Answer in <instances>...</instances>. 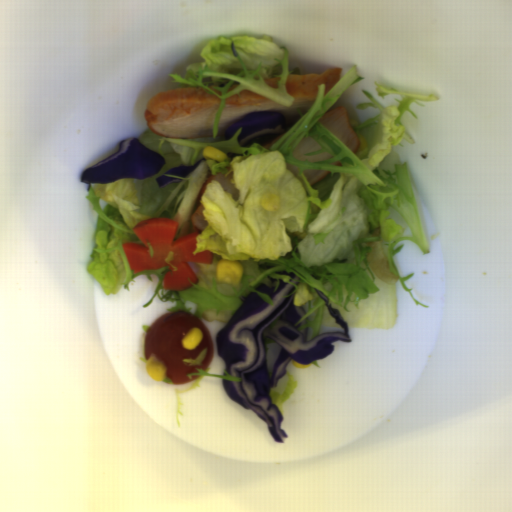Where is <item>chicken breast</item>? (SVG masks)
I'll return each instance as SVG.
<instances>
[{
  "label": "chicken breast",
  "instance_id": "ea81aa3d",
  "mask_svg": "<svg viewBox=\"0 0 512 512\" xmlns=\"http://www.w3.org/2000/svg\"><path fill=\"white\" fill-rule=\"evenodd\" d=\"M320 124L340 139L352 152L360 147L358 135L353 130L347 109L344 106L333 108L319 119Z\"/></svg>",
  "mask_w": 512,
  "mask_h": 512
},
{
  "label": "chicken breast",
  "instance_id": "3d7297a6",
  "mask_svg": "<svg viewBox=\"0 0 512 512\" xmlns=\"http://www.w3.org/2000/svg\"><path fill=\"white\" fill-rule=\"evenodd\" d=\"M280 137H281V135H280V136H278L277 138H275V139H273V140H271V141H269V142L265 143V144H259V143H258V144H259L262 148H264V149H269L272 145H274V144L279 140V138H280Z\"/></svg>",
  "mask_w": 512,
  "mask_h": 512
},
{
  "label": "chicken breast",
  "instance_id": "8e849b83",
  "mask_svg": "<svg viewBox=\"0 0 512 512\" xmlns=\"http://www.w3.org/2000/svg\"><path fill=\"white\" fill-rule=\"evenodd\" d=\"M233 177V172H230L226 177L224 174L217 172L216 175H210L207 180L204 182L197 198H196V207L195 210L190 218L191 220V228H190V234L194 233L195 231L202 232L206 229V227L209 225L208 220H205L204 212L203 210H206L203 206V203L200 201L201 197L204 195L207 185L210 183V181H217L219 185H221L223 191L228 192L231 194L233 200H238L239 198V189L235 187V184L230 182L231 178Z\"/></svg>",
  "mask_w": 512,
  "mask_h": 512
},
{
  "label": "chicken breast",
  "instance_id": "f13976b0",
  "mask_svg": "<svg viewBox=\"0 0 512 512\" xmlns=\"http://www.w3.org/2000/svg\"><path fill=\"white\" fill-rule=\"evenodd\" d=\"M263 79H264L265 83H267L271 87L279 89V82L281 81V77H278V78H263Z\"/></svg>",
  "mask_w": 512,
  "mask_h": 512
},
{
  "label": "chicken breast",
  "instance_id": "c9198e5e",
  "mask_svg": "<svg viewBox=\"0 0 512 512\" xmlns=\"http://www.w3.org/2000/svg\"><path fill=\"white\" fill-rule=\"evenodd\" d=\"M342 67H332L320 74L313 72L289 73L285 80V90L294 101L291 106L269 99L252 89H241L237 94L225 98L224 107L217 122V139L225 136V131L235 122L251 112H277L284 119L301 116L311 109L318 98L319 86L325 84L324 97L342 80Z\"/></svg>",
  "mask_w": 512,
  "mask_h": 512
},
{
  "label": "chicken breast",
  "instance_id": "bcefde7f",
  "mask_svg": "<svg viewBox=\"0 0 512 512\" xmlns=\"http://www.w3.org/2000/svg\"><path fill=\"white\" fill-rule=\"evenodd\" d=\"M330 165H333V166H341V167H342V165H343V164H342V162H341V161H339V160H338V161H336V162H334V163H332V164H330Z\"/></svg>",
  "mask_w": 512,
  "mask_h": 512
},
{
  "label": "chicken breast",
  "instance_id": "e7e7d992",
  "mask_svg": "<svg viewBox=\"0 0 512 512\" xmlns=\"http://www.w3.org/2000/svg\"><path fill=\"white\" fill-rule=\"evenodd\" d=\"M238 85H239V84H235V85L231 86V87L227 90V92H230V91H233V90L237 89ZM227 92H226V93H227Z\"/></svg>",
  "mask_w": 512,
  "mask_h": 512
},
{
  "label": "chicken breast",
  "instance_id": "cb542c10",
  "mask_svg": "<svg viewBox=\"0 0 512 512\" xmlns=\"http://www.w3.org/2000/svg\"><path fill=\"white\" fill-rule=\"evenodd\" d=\"M222 99L200 87H181L155 94L145 108L148 128L159 137H213Z\"/></svg>",
  "mask_w": 512,
  "mask_h": 512
},
{
  "label": "chicken breast",
  "instance_id": "392e1890",
  "mask_svg": "<svg viewBox=\"0 0 512 512\" xmlns=\"http://www.w3.org/2000/svg\"><path fill=\"white\" fill-rule=\"evenodd\" d=\"M286 169H288L289 171H291V172L293 173V175H294V177H295V178H296V177H298V175H299V167L294 166V165H292V164H287V163H286Z\"/></svg>",
  "mask_w": 512,
  "mask_h": 512
},
{
  "label": "chicken breast",
  "instance_id": "9040999d",
  "mask_svg": "<svg viewBox=\"0 0 512 512\" xmlns=\"http://www.w3.org/2000/svg\"><path fill=\"white\" fill-rule=\"evenodd\" d=\"M321 149V145L317 143L312 137H305L300 141L293 150V158L296 160L304 161H326L332 160L334 157L327 151H321L315 154H305L315 150Z\"/></svg>",
  "mask_w": 512,
  "mask_h": 512
},
{
  "label": "chicken breast",
  "instance_id": "51b90ca8",
  "mask_svg": "<svg viewBox=\"0 0 512 512\" xmlns=\"http://www.w3.org/2000/svg\"><path fill=\"white\" fill-rule=\"evenodd\" d=\"M208 88L211 89L216 94H218L219 96L223 95L222 91L220 89H215L212 84Z\"/></svg>",
  "mask_w": 512,
  "mask_h": 512
},
{
  "label": "chicken breast",
  "instance_id": "bc8702e0",
  "mask_svg": "<svg viewBox=\"0 0 512 512\" xmlns=\"http://www.w3.org/2000/svg\"><path fill=\"white\" fill-rule=\"evenodd\" d=\"M302 173H303L304 177L307 179V181L312 185V184L324 179L325 176L331 172H330V170L304 169V170H302Z\"/></svg>",
  "mask_w": 512,
  "mask_h": 512
}]
</instances>
